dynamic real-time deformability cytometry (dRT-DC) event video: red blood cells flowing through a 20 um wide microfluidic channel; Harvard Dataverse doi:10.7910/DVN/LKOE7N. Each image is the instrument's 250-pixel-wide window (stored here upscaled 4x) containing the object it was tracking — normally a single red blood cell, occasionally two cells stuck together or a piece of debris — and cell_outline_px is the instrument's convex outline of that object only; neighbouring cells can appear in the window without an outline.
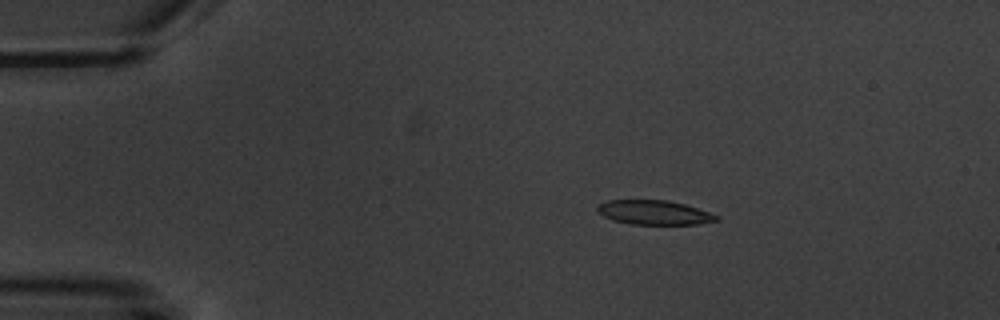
{"species": "common noctule bat (a hibernating species)", "species_latin": "Nyctalus noctula", "temperature_condition": "warm", "stored_images_in_passage": 5, "camera_frame_rate_fps": 3000, "um_per_image_px": 0.085, "animal": {"sex": "male", "body_mass_g": 20.1, "forearm_length_mm": 53.5}, "frame": {"image": 1, "passage_image": 3, "time_ms": 2.333, "image_size_px": [1000, 320], "cell_outline_px": [[720, 220], [696, 224], [632, 224], [612, 220], [604, 216], [596, 208], [600, 204], [608, 200], [668, 200], [684, 204], [720, 216]], "centroid_in_image_um": [55.62, 18.06], "position_along_channel_um": 29.4, "area_um2": 16.7}}